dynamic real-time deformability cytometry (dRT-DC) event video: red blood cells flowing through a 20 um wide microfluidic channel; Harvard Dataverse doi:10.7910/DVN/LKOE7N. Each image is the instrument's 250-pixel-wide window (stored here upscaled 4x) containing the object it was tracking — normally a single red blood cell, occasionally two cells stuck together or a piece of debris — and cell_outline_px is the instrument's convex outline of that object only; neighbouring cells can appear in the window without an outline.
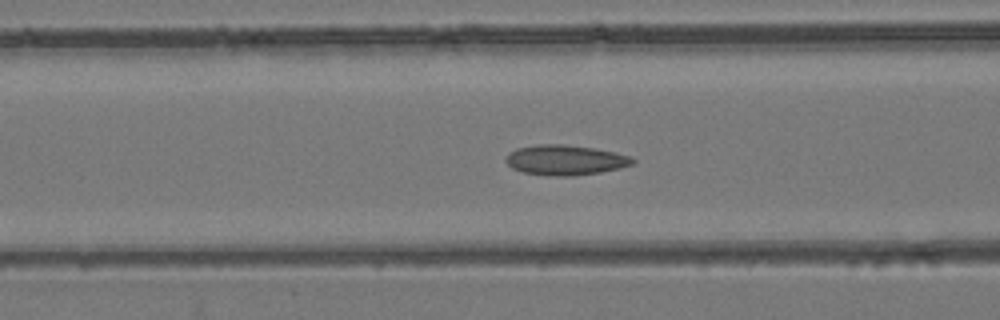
{"species": "common noctule bat (a hibernating species)", "species_latin": "Nyctalus noctula", "temperature_condition": "room temperature", "stored_images_in_passage": 54, "camera_frame_rate_fps": 3000, "um_per_image_px": 0.085, "animal": {"sex": "female", "body_mass_g": 24.6, "forearm_length_mm": 56.2}, "frame": {"image": 1, "passage_image": 22, "time_ms": 7.0, "image_size_px": [1000, 320], "cell_outline_px": [[636, 160], [632, 164], [620, 168], [600, 172], [572, 176], [548, 176], [524, 172], [512, 168], [504, 160], [508, 152], [516, 148], [536, 144], [564, 144], [596, 148], [616, 152], [632, 156]], "centroid_in_image_um": [48.05, 13.59], "position_along_channel_um": 118.6, "area_um2": 22.54}}
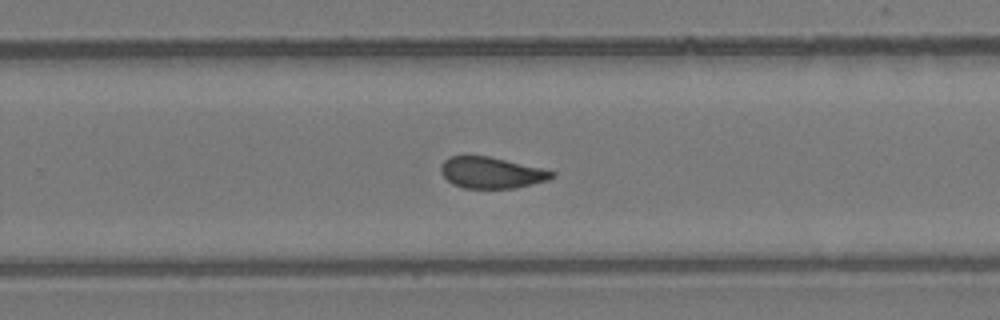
{"frame": {"image": 2, "passage_image": 35, "time_ms": 11.333, "image_size_px": [1000, 320], "cell_outline_px": [[556, 176], [548, 180], [516, 188], [464, 188], [452, 184], [440, 172], [440, 164], [448, 156], [488, 156], [540, 168], [556, 172]], "centroid_in_image_um": [41.75, 14.68], "position_along_channel_um": 288.1, "area_um2": 20.17}}
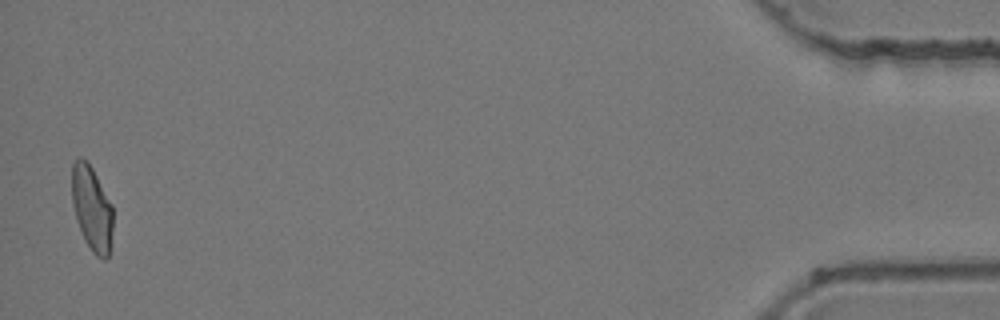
{"frame": {"image": 3, "passage_image": 53, "time_ms": 17.333, "image_size_px": [1000, 320], "cell_outline_px": [[112, 232], [108, 256], [104, 260], [96, 256], [92, 252], [84, 240], [76, 220], [72, 204], [72, 164], [80, 156], [88, 160], [112, 204]], "centroid_in_image_um": [7.79, 17.7], "position_along_channel_um": 427.4, "area_um2": 20.46}, "authors_computed_cell_mechanics": {"area_um2": 21.2126, "velocity_mm_per_s": 3.9209, "shape_relaxation_time_tau1_ms": null, "shape_relaxation_time_tau2_ms": 1.8833, "deformation_change_tau1": null, "deformation_change_tau2": 0.0837}}